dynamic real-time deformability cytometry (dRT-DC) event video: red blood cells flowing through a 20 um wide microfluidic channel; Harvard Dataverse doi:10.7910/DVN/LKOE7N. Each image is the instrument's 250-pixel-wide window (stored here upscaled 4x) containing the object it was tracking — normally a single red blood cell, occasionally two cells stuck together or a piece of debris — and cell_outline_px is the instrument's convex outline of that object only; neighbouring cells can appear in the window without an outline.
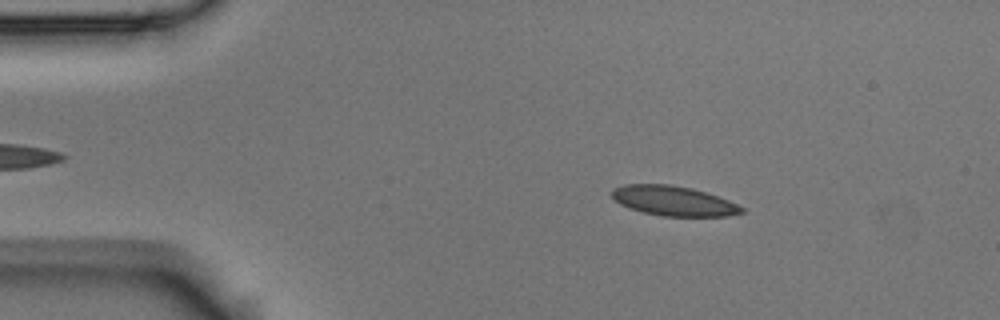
{"species": "Egyptian fruit bat (a non-hibernating species)", "species_latin": "Rousettus aegyptiacus", "temperature_condition": "room temperature", "stored_images_in_passage": 46, "camera_frame_rate_fps": 3000, "um_per_image_px": 0.085, "animal": {"sex": "male"}, "frame": {"image": 1, "passage_image": 8, "time_ms": 2.333, "image_size_px": [1000, 320], "cell_outline_px": [[744, 212], [728, 216], [664, 216], [644, 212], [620, 204], [612, 196], [612, 188], [624, 184], [672, 184], [692, 188], [728, 200], [744, 208]], "centroid_in_image_um": [57.24, 17.06], "position_along_channel_um": 27.8, "area_um2": 22.31}}
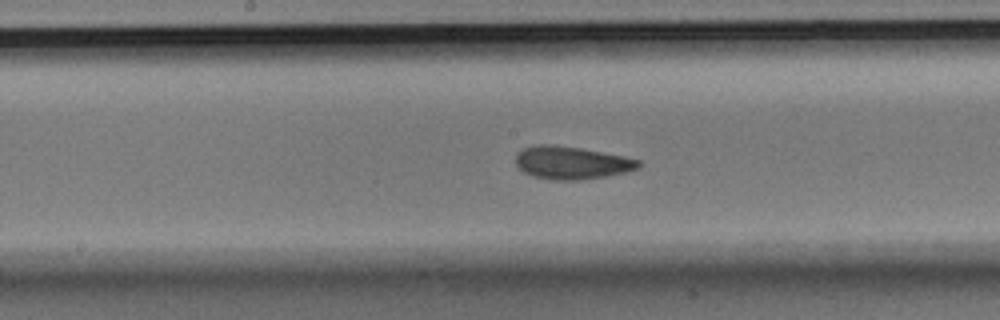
{"frame": {"image": 2, "passage_image": 27, "time_ms": 8.667, "image_size_px": [1000, 320], "cell_outline_px": [[640, 168], [624, 172], [604, 176], [580, 180], [552, 180], [536, 176], [524, 172], [516, 164], [516, 152], [524, 148], [540, 144], [548, 144], [580, 148], [624, 156], [640, 160]], "centroid_in_image_um": [48.58, 13.83], "position_along_channel_um": 199.6, "area_um2": 23.24}}
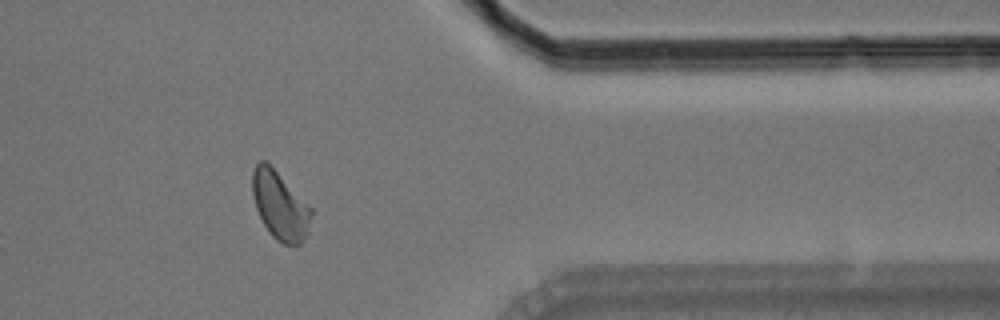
{"frame": {"image": 3, "passage_image": 44, "time_ms": 14.333, "image_size_px": [1000, 320], "cell_outline_px": [[312, 216], [308, 232], [300, 244], [284, 244], [276, 240], [272, 236], [264, 224], [256, 208], [252, 192], [252, 172], [256, 164], [260, 160], [264, 160], [312, 208]], "centroid_in_image_um": [23.79, 17.49], "position_along_channel_um": 387.6, "area_um2": 22.89}, "authors_computed_cell_mechanics": {"area_um2": 22.8021, "velocity_mm_per_s": 3.6201, "shape_relaxation_time_tau1_ms": 4.2829, "shape_relaxation_time_tau2_ms": 2.182, "deformation_change_tau1": 0.1012, "deformation_change_tau2": 0.07}}